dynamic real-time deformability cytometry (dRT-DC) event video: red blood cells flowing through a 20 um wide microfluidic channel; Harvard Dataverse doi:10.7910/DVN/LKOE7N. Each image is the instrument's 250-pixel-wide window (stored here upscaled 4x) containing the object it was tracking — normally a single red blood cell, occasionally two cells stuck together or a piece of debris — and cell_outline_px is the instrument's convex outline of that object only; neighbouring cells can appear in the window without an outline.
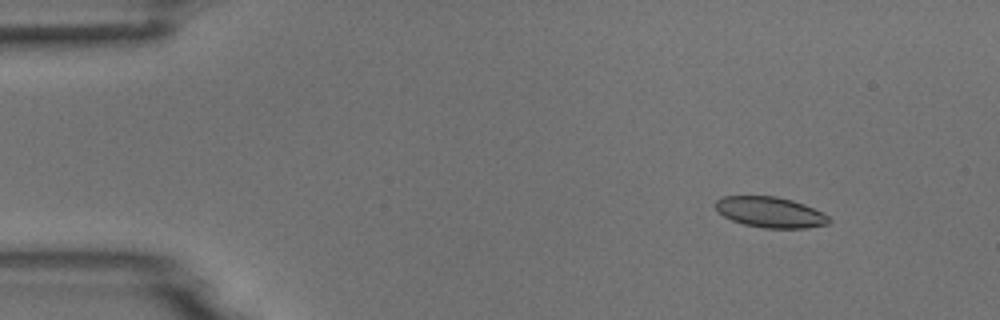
{"species": "common noctule bat (a hibernating species)", "species_latin": "Nyctalus noctula", "temperature_condition": "room temperature", "stored_images_in_passage": 7, "camera_frame_rate_fps": 3000, "um_per_image_px": 0.085, "animal": {"sex": "male", "body_mass_g": 18.8}, "frame": {"image": 1, "passage_image": 1, "time_ms": 0.0, "image_size_px": [1000, 320], "cell_outline_px": [[832, 220], [828, 224], [804, 228], [764, 228], [744, 224], [732, 220], [716, 212], [712, 204], [716, 200], [724, 196], [776, 196], [792, 200], [804, 204], [828, 216]], "centroid_in_image_um": [65.41, 18.03], "position_along_channel_um": 19.6, "area_um2": 20.35}}
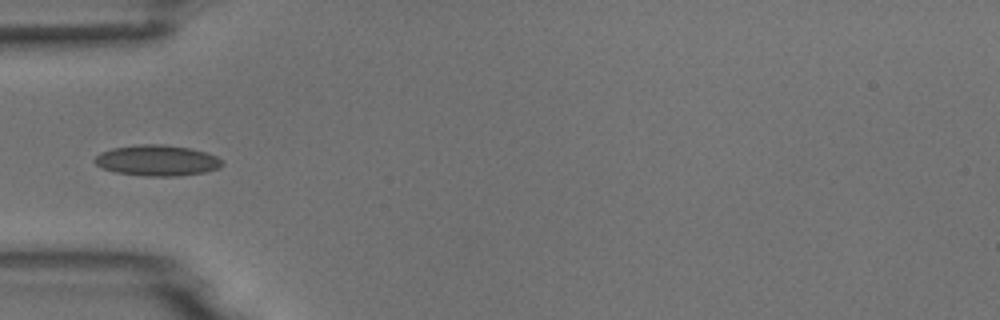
{"frame": {"image": 2, "passage_image": 4, "time_ms": 3.667, "image_size_px": [1000, 320], "cell_outline_px": [[224, 164], [220, 168], [204, 172], [176, 176], [144, 176], [116, 172], [104, 168], [96, 164], [92, 160], [100, 152], [112, 148], [136, 144], [164, 144], [188, 148], [204, 152], [216, 156], [224, 160]], "centroid_in_image_um": [13.36, 13.63], "position_along_channel_um": 71.6, "area_um2": 22.95}}